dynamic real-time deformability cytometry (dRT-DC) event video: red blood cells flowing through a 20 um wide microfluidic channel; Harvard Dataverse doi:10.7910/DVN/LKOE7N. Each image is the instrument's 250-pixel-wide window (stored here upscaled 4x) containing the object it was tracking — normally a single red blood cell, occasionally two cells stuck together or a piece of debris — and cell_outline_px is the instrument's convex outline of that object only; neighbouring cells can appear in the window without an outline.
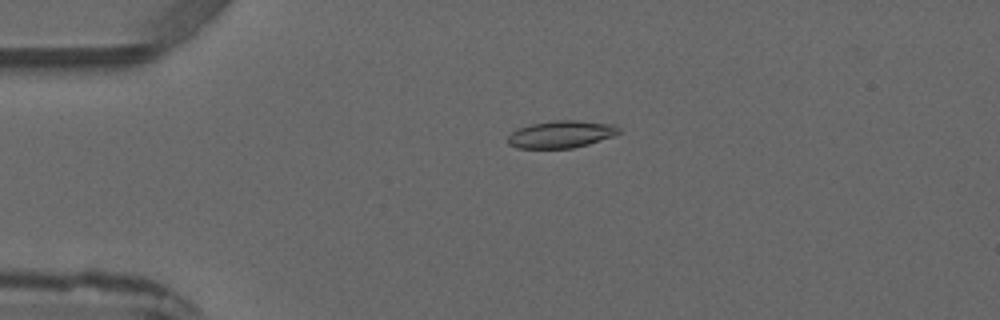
{"species": "common noctule bat (a hibernating species)", "species_latin": "Nyctalus noctula", "temperature_condition": "warm", "stored_images_in_passage": 3, "camera_frame_rate_fps": 3000, "um_per_image_px": 0.085, "animal": {"sex": "male", "forearm_length_mm": 52.5}, "frame": {"image": 1, "passage_image": 1, "time_ms": 0.0, "image_size_px": [1000, 320], "cell_outline_px": [[620, 132], [612, 136], [588, 144], [572, 148], [516, 148], [508, 144], [508, 136], [512, 132], [520, 128], [532, 124], [556, 120], [576, 120], [616, 124], [620, 128]], "centroid_in_image_um": [47.71, 11.41], "position_along_channel_um": 37.3, "area_um2": 17.51}}
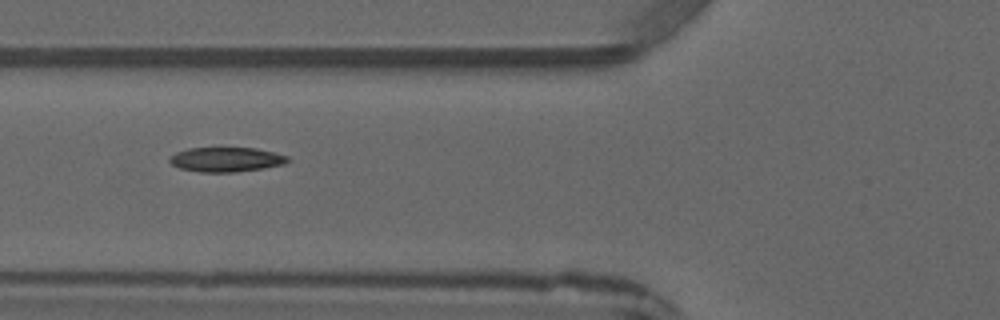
{"frame": {"image": 2, "passage_image": 3, "time_ms": 2.333, "image_size_px": [1000, 320], "cell_outline_px": [[292, 160], [284, 164], [264, 168], [236, 172], [200, 172], [180, 168], [172, 164], [168, 160], [168, 156], [176, 152], [188, 148], [256, 148], [288, 156]], "centroid_in_image_um": [19.22, 13.56], "position_along_channel_um": 106.6, "area_um2": 16.99}}